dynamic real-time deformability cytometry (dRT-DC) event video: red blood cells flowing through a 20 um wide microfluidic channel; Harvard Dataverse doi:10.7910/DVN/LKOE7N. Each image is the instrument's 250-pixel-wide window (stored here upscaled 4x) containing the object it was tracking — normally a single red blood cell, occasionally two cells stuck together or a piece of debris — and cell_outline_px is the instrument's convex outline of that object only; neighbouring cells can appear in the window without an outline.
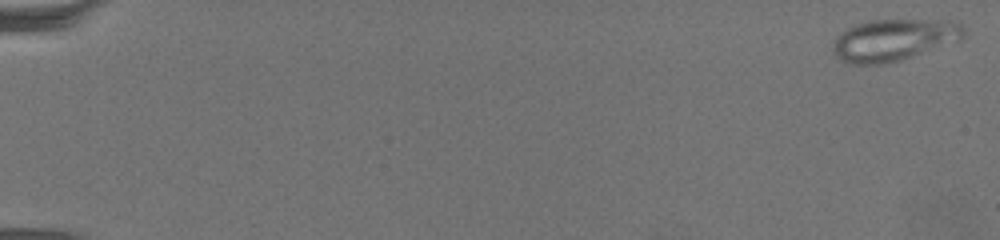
{"species": "common noctule bat (a hibernating species)", "species_latin": "Nyctalus noctula", "temperature_condition": "warm", "stored_images_in_passage": 68, "camera_frame_rate_fps": 3000, "um_per_image_px": 0.085, "animal": {"sex": "female", "body_mass_g": 19.5, "forearm_length_mm": 54.1}, "frame": {"image": 1, "passage_image": 2, "time_ms": 0.333, "image_size_px": [1000, 240], "cell_outline_px": [[964, 36], [960, 40], [900, 60], [880, 64], [852, 64], [844, 60], [832, 52], [832, 48], [836, 36], [848, 28], [856, 24], [872, 20], [924, 20], [960, 24], [964, 28]], "centroid_in_image_um": [75.92, 3.4], "position_along_channel_um": 9.1, "area_um2": 31.1}}
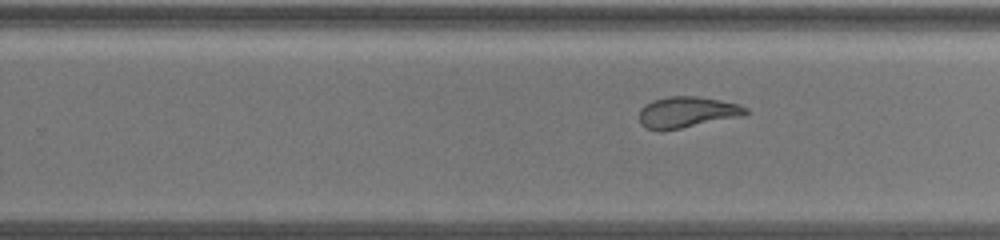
{"frame": {"image": 2, "passage_image": 45, "time_ms": 14.667, "image_size_px": [1000, 240], "cell_outline_px": [[748, 112], [744, 116], [660, 132], [648, 128], [640, 124], [640, 108], [644, 104], [652, 100], [668, 96], [696, 96], [736, 104], [748, 108]], "centroid_in_image_um": [58.35, 9.55], "position_along_channel_um": 271.4, "area_um2": 19.31}}
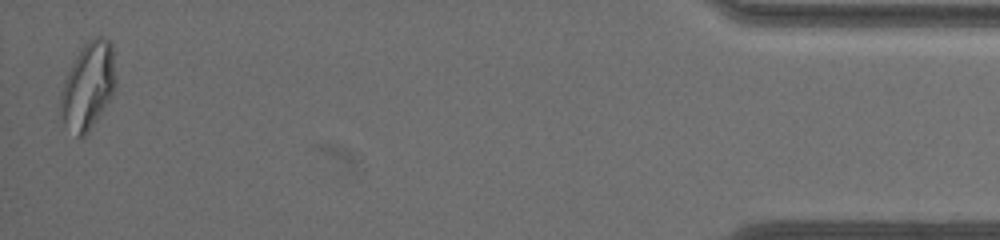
{"frame": {"image": 3, "passage_image": 67, "time_ms": 22.0, "image_size_px": [1000, 240], "cell_outline_px": [[116, 84], [108, 100], [96, 120], [88, 132], [80, 140], [64, 124], [60, 112], [60, 92], [64, 80], [76, 56], [84, 44], [88, 40], [100, 36], [104, 36], [112, 44]], "centroid_in_image_um": [7.47, 7.3], "position_along_channel_um": 427.7, "area_um2": 27.69}, "authors_computed_cell_mechanics": {"area_um2": 24.3049, "velocity_mm_per_s": 3.1958, "shape_relaxation_time_tau1_ms": null, "shape_relaxation_time_tau2_ms": 1.2948, "deformation_change_tau1": null, "deformation_change_tau2": 0.0953}}